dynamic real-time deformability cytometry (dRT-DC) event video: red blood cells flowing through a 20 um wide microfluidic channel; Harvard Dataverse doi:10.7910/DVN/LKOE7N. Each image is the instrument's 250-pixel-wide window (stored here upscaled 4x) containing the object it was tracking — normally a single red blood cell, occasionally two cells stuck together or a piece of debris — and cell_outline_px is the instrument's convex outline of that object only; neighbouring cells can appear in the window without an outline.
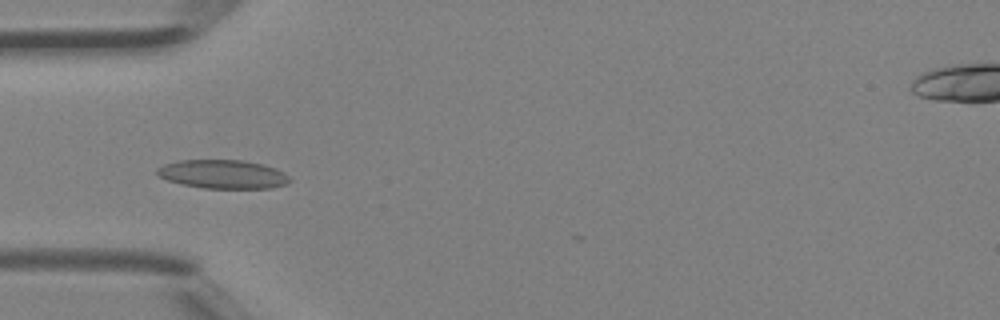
{"species": "Egyptian fruit bat (a non-hibernating species)", "species_latin": "Rousettus aegyptiacus", "temperature_condition": "room temperature", "stored_images_in_passage": 10, "camera_frame_rate_fps": 3000, "um_per_image_px": 0.085, "animal": {"sex": "female"}, "frame": {"image": 1, "passage_image": 4, "time_ms": 1.0, "image_size_px": [1000, 320], "cell_outline_px": [[292, 180], [288, 184], [272, 188], [204, 188], [184, 184], [168, 180], [156, 176], [156, 168], [164, 164], [176, 160], [244, 160], [264, 164], [276, 168], [284, 172]], "centroid_in_image_um": [18.96, 14.8], "position_along_channel_um": 66.0, "area_um2": 22.43}}
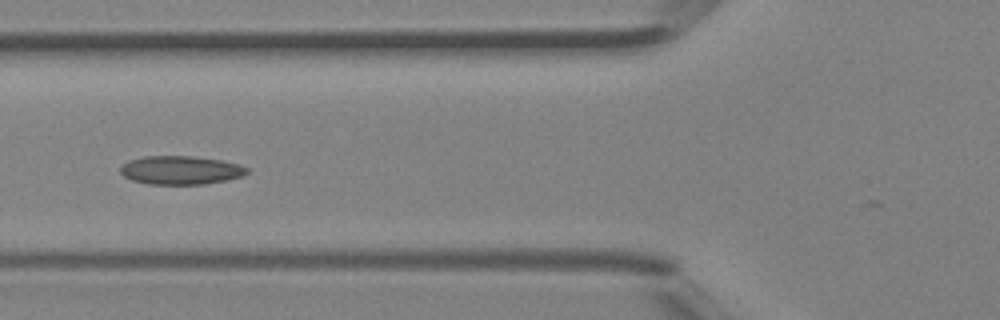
{"frame": {"image": 2, "passage_image": 7, "time_ms": 2.0, "image_size_px": [1000, 320], "cell_outline_px": [[248, 172], [240, 176], [224, 180], [204, 184], [148, 184], [132, 180], [124, 176], [120, 172], [120, 168], [128, 160], [144, 156], [188, 156], [220, 160], [240, 164], [248, 168]], "centroid_in_image_um": [15.32, 14.46], "position_along_channel_um": 110.5, "area_um2": 20.87}}
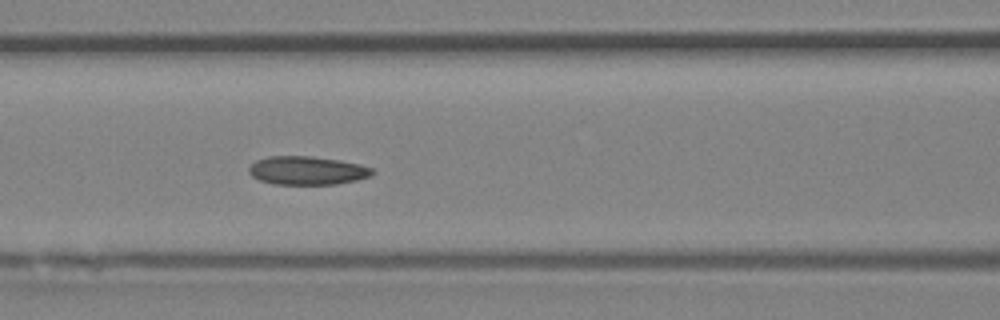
{"frame": {"image": 3, "passage_image": 9, "time_ms": 2.667, "image_size_px": [1000, 320], "cell_outline_px": [[376, 172], [372, 176], [356, 180], [336, 184], [272, 184], [260, 180], [252, 176], [248, 172], [248, 168], [256, 160], [268, 156], [312, 156], [340, 160], [360, 164], [372, 168]], "centroid_in_image_um": [26.12, 14.49], "position_along_channel_um": 140.5, "area_um2": 20.63}}